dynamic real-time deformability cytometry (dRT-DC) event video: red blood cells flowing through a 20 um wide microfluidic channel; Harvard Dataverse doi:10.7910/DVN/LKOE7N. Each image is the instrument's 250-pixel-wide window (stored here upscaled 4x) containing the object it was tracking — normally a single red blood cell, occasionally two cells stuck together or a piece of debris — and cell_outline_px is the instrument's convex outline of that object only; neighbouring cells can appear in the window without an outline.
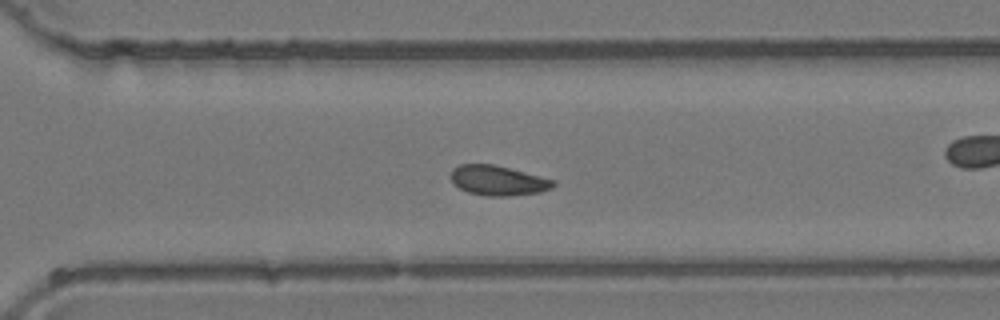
{"species": "common noctule bat (a hibernating species)", "species_latin": "Nyctalus noctula", "temperature_condition": "room temperature", "stored_images_in_passage": 29, "camera_frame_rate_fps": 3000, "um_per_image_px": 0.085, "animal": {"sex": "female", "body_mass_g": 24.6, "forearm_length_mm": 56.2}, "frame": {"image": 1, "passage_image": 17, "time_ms": 5.333, "image_size_px": [1000, 320], "cell_outline_px": [[556, 184], [552, 188], [540, 192], [508, 196], [484, 196], [468, 192], [452, 184], [448, 176], [452, 168], [460, 164], [492, 164], [556, 180]], "centroid_in_image_um": [42.28, 15.34], "position_along_channel_um": 328.3, "area_um2": 18.03}}
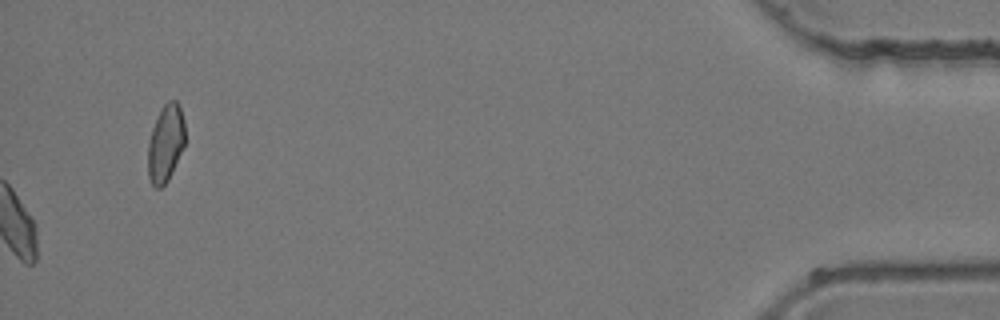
{"frame": {"image": 2, "passage_image": 29, "time_ms": 9.333, "image_size_px": [1000, 320], "cell_outline_px": [[184, 144], [172, 172], [168, 180], [160, 188], [156, 188], [152, 184], [148, 176], [148, 140], [152, 128], [164, 104], [168, 100], [176, 100], [180, 104], [184, 120]], "centroid_in_image_um": [14.07, 12.16], "position_along_channel_um": 421.1, "area_um2": 16.59}}